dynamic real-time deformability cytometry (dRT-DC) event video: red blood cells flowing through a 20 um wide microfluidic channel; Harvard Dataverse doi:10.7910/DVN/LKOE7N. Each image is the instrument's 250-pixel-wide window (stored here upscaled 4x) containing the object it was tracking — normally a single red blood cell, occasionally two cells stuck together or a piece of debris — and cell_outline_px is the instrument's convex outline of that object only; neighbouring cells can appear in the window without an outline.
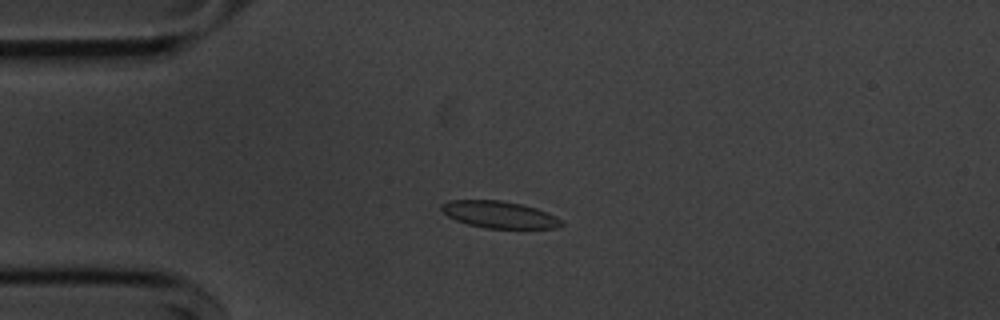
{"species": "common noctule bat (a hibernating species)", "species_latin": "Nyctalus noctula", "temperature_condition": "cold", "stored_images_in_passage": 50, "camera_frame_rate_fps": 3000, "um_per_image_px": 0.085, "animal": {"sex": "male", "body_mass_g": 20.1, "forearm_length_mm": 53.5}, "frame": {"image": 1, "passage_image": 8, "time_ms": 2.333, "image_size_px": [1000, 320], "cell_outline_px": [[564, 224], [556, 228], [484, 228], [468, 224], [456, 220], [448, 216], [440, 208], [440, 204], [448, 200], [500, 200], [520, 204], [536, 208], [556, 216]], "centroid_in_image_um": [42.41, 18.24], "position_along_channel_um": 42.6, "area_um2": 18.73}}
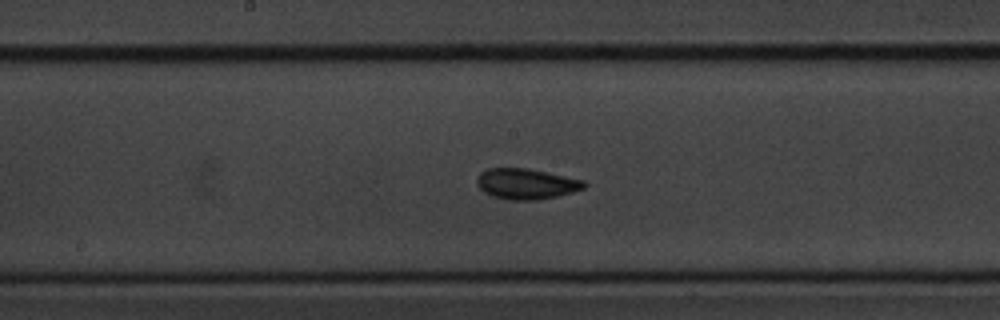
{"frame": {"image": 2, "passage_image": 23, "time_ms": 7.333, "image_size_px": [1000, 320], "cell_outline_px": [[588, 184], [584, 188], [572, 192], [556, 196], [536, 200], [508, 200], [492, 196], [484, 192], [476, 184], [476, 180], [480, 172], [488, 168], [528, 168], [584, 180]], "centroid_in_image_um": [44.71, 15.62], "position_along_channel_um": 203.5, "area_um2": 19.19}}
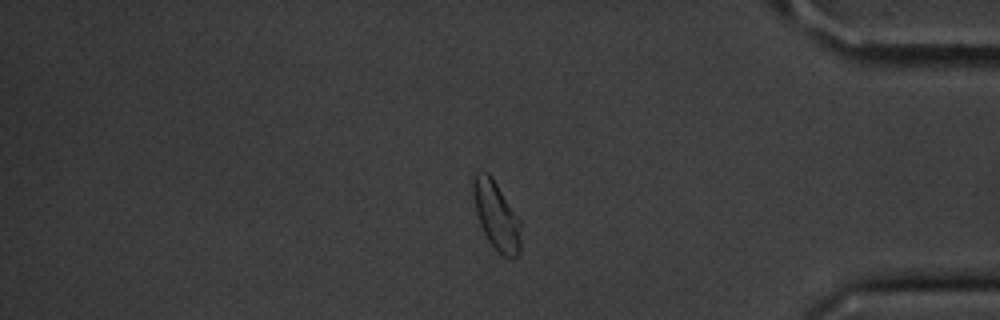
{"frame": {"image": 3, "passage_image": 41, "time_ms": 13.333, "image_size_px": [1000, 320], "cell_outline_px": [[520, 248], [516, 260], [504, 256], [488, 240], [480, 224], [476, 212], [472, 192], [472, 180], [476, 172], [488, 172], [492, 176], [520, 220]], "centroid_in_image_um": [42.18, 18.31], "position_along_channel_um": 393.0, "area_um2": 18.84}, "authors_computed_cell_mechanics": {"area_um2": 19.0162, "velocity_mm_per_s": 3.6132, "shape_relaxation_time_tau1_ms": 4.0197, "shape_relaxation_time_tau2_ms": 1.6641, "deformation_change_tau1": 0.0839, "deformation_change_tau2": 0.0436}}